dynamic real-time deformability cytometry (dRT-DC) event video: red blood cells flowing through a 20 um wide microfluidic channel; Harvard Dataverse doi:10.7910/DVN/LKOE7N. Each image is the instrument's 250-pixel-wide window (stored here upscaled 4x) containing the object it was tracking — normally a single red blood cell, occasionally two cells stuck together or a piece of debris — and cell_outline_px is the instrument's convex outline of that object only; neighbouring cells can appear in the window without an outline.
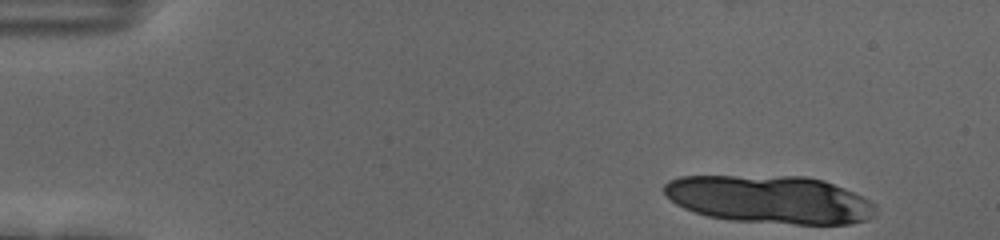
{"species": "human", "species_latin": "Homo sapiens", "temperature_condition": "cold", "stored_images_in_passage": 12, "camera_frame_rate_fps": 3000, "um_per_image_px": 0.085, "donor": {"sex": "female"}, "frame": {"image": 1, "passage_image": 1, "time_ms": 0.0, "image_size_px": [1000, 240], "cell_outline_px": [[876, 216], [868, 220], [852, 224], [796, 224], [732, 220], [708, 216], [684, 208], [676, 204], [664, 192], [664, 184], [668, 180], [680, 176], [808, 176], [824, 180], [844, 188], [876, 204]], "centroid_in_image_um": [65.47, 16.95], "position_along_channel_um": 19.5, "area_um2": 59.25}}